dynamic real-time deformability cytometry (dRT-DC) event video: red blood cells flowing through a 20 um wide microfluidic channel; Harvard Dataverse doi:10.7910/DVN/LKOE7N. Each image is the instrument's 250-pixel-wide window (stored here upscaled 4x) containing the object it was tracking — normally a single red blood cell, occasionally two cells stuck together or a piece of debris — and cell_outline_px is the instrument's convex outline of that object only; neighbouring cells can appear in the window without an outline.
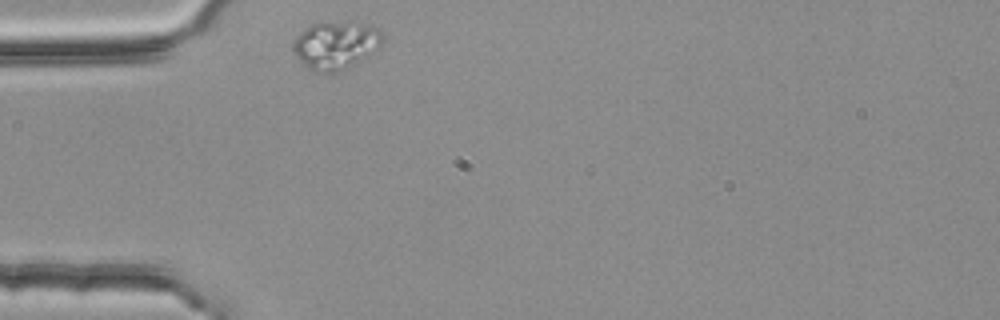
{"species": "common noctule bat (a hibernating species)", "species_latin": "Nyctalus noctula", "temperature_condition": "room temperature", "stored_images_in_passage": 33, "camera_frame_rate_fps": 3000, "um_per_image_px": 0.085, "animal": {"sex": "female", "body_mass_g": 25.1}, "frame": {"image": 1, "passage_image": 1, "time_ms": 0.0, "image_size_px": [1000, 320], "cell_outline_px": [[384, 40], [372, 52], [348, 68], [336, 72], [312, 72], [296, 56], [292, 48], [292, 44], [296, 36], [300, 32], [312, 24], [368, 24], [376, 28], [384, 36]], "centroid_in_image_um": [28.5, 3.88], "position_along_channel_um": 56.5, "area_um2": 24.22}}
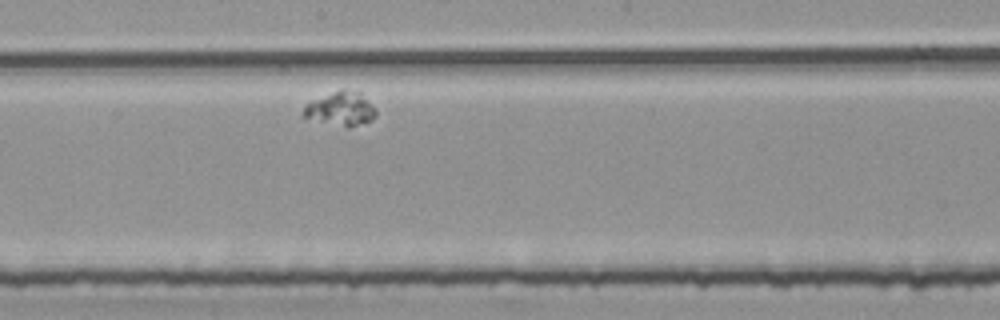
{"frame": {"image": 2, "passage_image": 17, "time_ms": 5.333, "image_size_px": [1000, 320], "cell_outline_px": [[376, 116], [372, 120], [348, 128], [304, 120], [300, 116], [304, 104], [312, 100], [340, 88], [344, 88], [360, 92], [376, 108]], "centroid_in_image_um": [28.88, 9.27], "position_along_channel_um": 219.3, "area_um2": 15.14}}
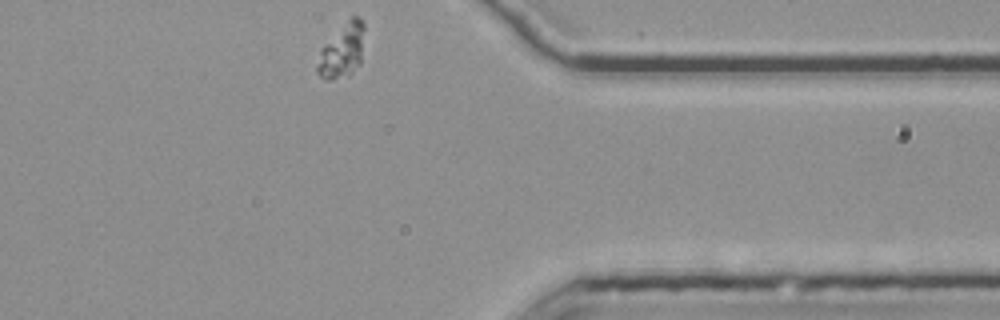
{"frame": {"image": 3, "passage_image": 33, "time_ms": 10.667, "image_size_px": [1000, 320], "cell_outline_px": [[364, 28], [360, 64], [348, 76], [332, 80], [324, 80], [316, 72], [316, 68], [320, 48], [352, 16], [356, 16], [364, 24]], "centroid_in_image_um": [29.05, 4.36], "position_along_channel_um": 382.4, "area_um2": 14.74}}